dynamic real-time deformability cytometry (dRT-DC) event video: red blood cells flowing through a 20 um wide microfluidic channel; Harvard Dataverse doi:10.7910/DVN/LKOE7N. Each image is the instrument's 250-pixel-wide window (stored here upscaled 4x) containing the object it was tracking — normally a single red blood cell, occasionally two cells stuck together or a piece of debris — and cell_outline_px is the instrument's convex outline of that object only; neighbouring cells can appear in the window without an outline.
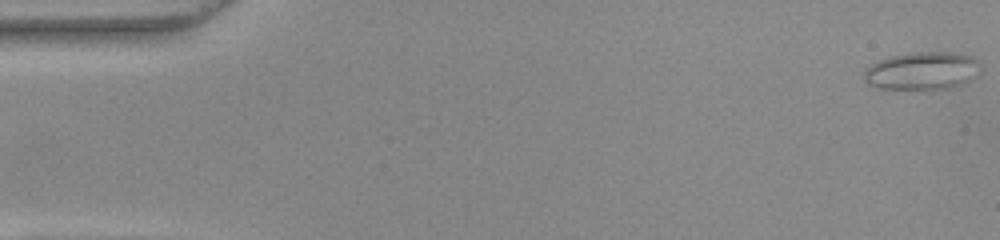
{"species": "common noctule bat (a hibernating species)", "species_latin": "Nyctalus noctula", "temperature_condition": "warm", "stored_images_in_passage": 53, "camera_frame_rate_fps": 3000, "um_per_image_px": 0.085, "animal": {"sex": "female", "body_mass_g": 22.0, "forearm_length_mm": 56.7}, "frame": {"image": 1, "passage_image": 1, "time_ms": 0.0, "image_size_px": [1000, 240], "cell_outline_px": [[980, 64], [972, 76], [964, 84], [948, 88], [876, 88], [868, 84], [864, 80], [864, 68], [888, 56], [908, 52], [960, 52], [972, 56], [980, 60]], "centroid_in_image_um": [78.35, 5.99], "position_along_channel_um": 6.7, "area_um2": 25.61}}
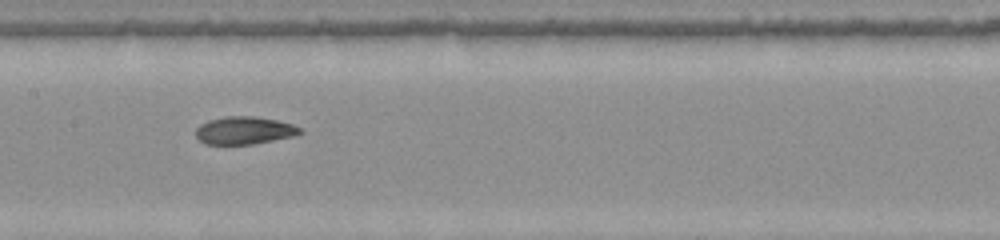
{"frame": {"image": 2, "passage_image": 26, "time_ms": 8.333, "image_size_px": [1000, 240], "cell_outline_px": [[304, 132], [292, 136], [252, 144], [204, 144], [196, 136], [196, 128], [200, 124], [208, 120], [228, 116], [256, 116], [276, 120], [292, 124], [300, 128]], "centroid_in_image_um": [20.74, 11.08], "position_along_channel_um": 186.7, "area_um2": 16.7}}
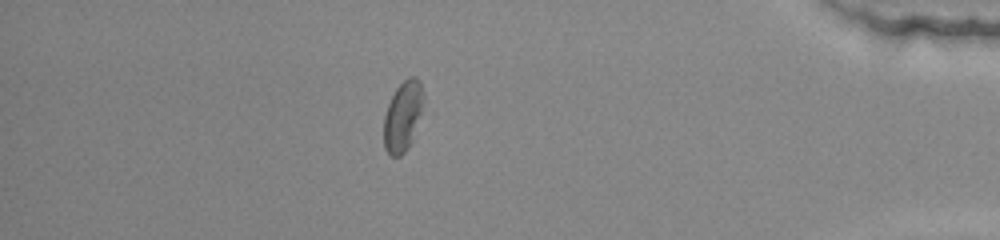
{"frame": {"image": 3, "passage_image": 46, "time_ms": 15.0, "image_size_px": [1000, 240], "cell_outline_px": [[420, 112], [412, 140], [408, 148], [400, 156], [392, 156], [384, 148], [384, 116], [388, 104], [396, 88], [408, 76], [416, 76], [420, 80]], "centroid_in_image_um": [34.18, 9.9], "position_along_channel_um": 401.0, "area_um2": 15.55}, "authors_computed_cell_mechanics": {"area_um2": 17.7446, "velocity_mm_per_s": 3.8542, "shape_relaxation_time_tau1_ms": null, "shape_relaxation_time_tau2_ms": 3.7625, "deformation_change_tau1": null, "deformation_change_tau2": 0.0919}}